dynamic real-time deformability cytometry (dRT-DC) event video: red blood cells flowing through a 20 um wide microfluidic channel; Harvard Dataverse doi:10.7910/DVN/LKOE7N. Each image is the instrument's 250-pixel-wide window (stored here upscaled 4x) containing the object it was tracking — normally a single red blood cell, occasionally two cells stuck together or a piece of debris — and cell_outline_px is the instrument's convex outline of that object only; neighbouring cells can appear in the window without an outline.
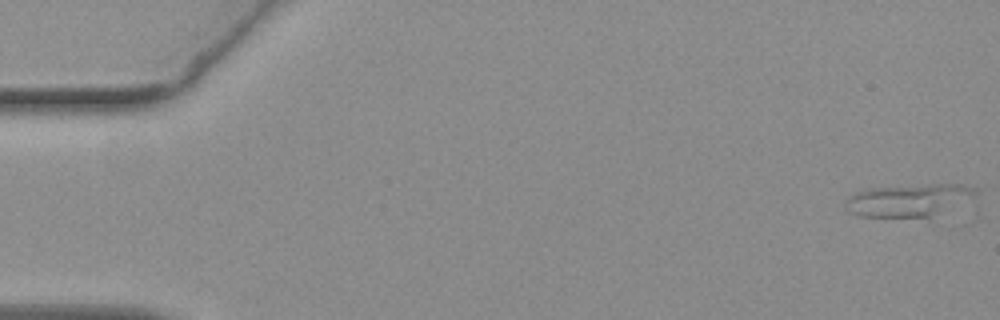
{"species": "common noctule bat (a hibernating species)", "species_latin": "Nyctalus noctula", "temperature_condition": "warm", "stored_images_in_passage": 18, "camera_frame_rate_fps": 3000, "um_per_image_px": 0.085, "animal": {"sex": "female", "body_mass_g": 19.3, "forearm_length_mm": 54.1}, "frame": {"image": 1, "passage_image": 1, "time_ms": 0.0, "image_size_px": [1000, 320], "cell_outline_px": [[976, 192], [972, 196], [928, 216], [860, 216], [848, 212], [844, 204], [844, 200], [848, 196], [864, 188], [936, 184], [960, 184], [976, 188]], "centroid_in_image_um": [77.06, 16.98], "position_along_channel_um": 7.9, "area_um2": 23.7}}
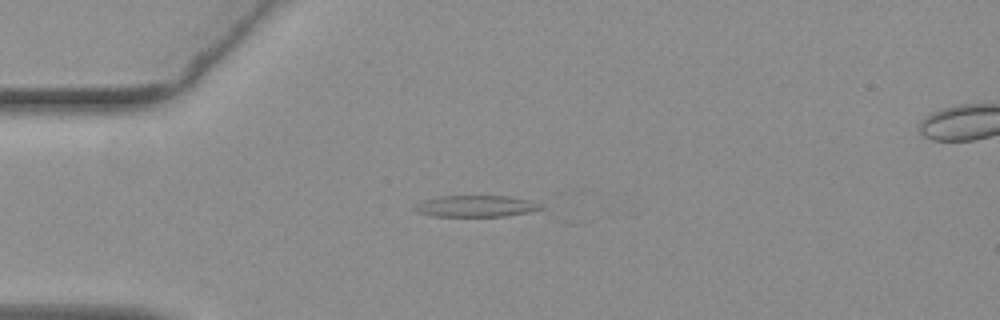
{"frame": {"image": 2, "passage_image": 14, "time_ms": 4.333, "image_size_px": [1000, 320], "cell_outline_px": [[544, 208], [532, 212], [508, 216], [432, 216], [416, 212], [412, 208], [416, 204], [424, 200], [436, 196], [508, 196], [532, 200], [544, 204]], "centroid_in_image_um": [40.51, 17.52], "position_along_channel_um": 44.5, "area_um2": 16.13}}